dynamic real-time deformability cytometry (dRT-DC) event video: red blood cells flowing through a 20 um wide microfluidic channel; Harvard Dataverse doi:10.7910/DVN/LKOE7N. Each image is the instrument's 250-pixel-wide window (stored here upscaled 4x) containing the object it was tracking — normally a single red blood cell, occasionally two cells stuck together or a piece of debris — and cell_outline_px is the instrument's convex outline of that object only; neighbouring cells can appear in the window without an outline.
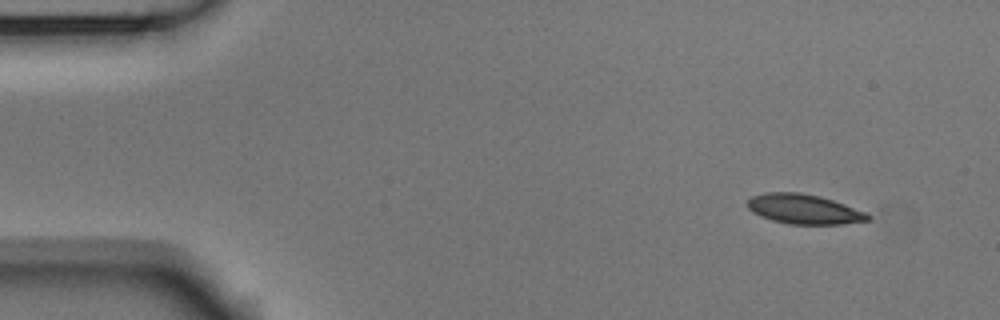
{"species": "Egyptian fruit bat (a non-hibernating species)", "species_latin": "Rousettus aegyptiacus", "temperature_condition": "room temperature", "stored_images_in_passage": 4, "camera_frame_rate_fps": 3000, "um_per_image_px": 0.085, "animal": {"sex": "male"}, "frame": {"image": 1, "passage_image": 1, "time_ms": 0.0, "image_size_px": [1000, 320], "cell_outline_px": [[872, 216], [868, 220], [840, 224], [788, 224], [772, 220], [760, 216], [752, 212], [748, 208], [748, 200], [752, 196], [764, 192], [800, 192], [820, 196], [868, 212]], "centroid_in_image_um": [68.34, 17.77], "position_along_channel_um": 16.7, "area_um2": 20.92}}
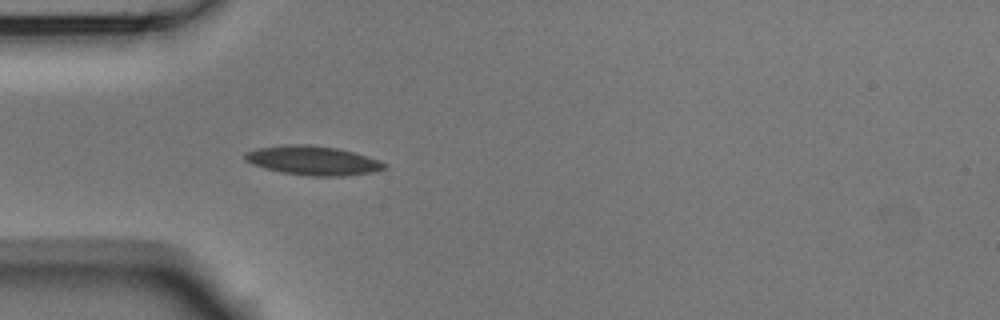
{"frame": {"image": 2, "passage_image": 4, "time_ms": 1.0, "image_size_px": [1000, 320], "cell_outline_px": [[388, 168], [376, 172], [344, 176], [308, 176], [280, 172], [264, 168], [252, 164], [244, 160], [244, 152], [256, 148], [284, 144], [308, 144], [336, 148], [352, 152], [380, 160], [388, 164]], "centroid_in_image_um": [26.59, 13.65], "position_along_channel_um": 58.4, "area_um2": 24.04}}